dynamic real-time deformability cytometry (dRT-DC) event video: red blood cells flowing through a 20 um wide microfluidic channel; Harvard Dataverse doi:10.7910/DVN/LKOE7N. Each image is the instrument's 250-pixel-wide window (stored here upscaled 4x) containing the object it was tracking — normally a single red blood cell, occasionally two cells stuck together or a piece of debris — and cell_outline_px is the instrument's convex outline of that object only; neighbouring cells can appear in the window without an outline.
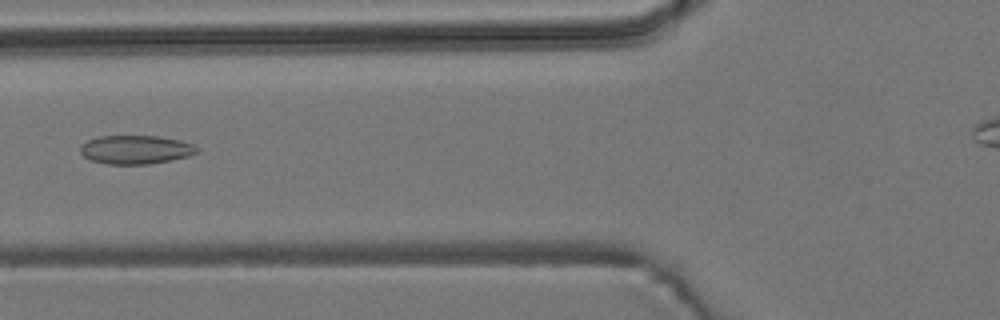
{"species": "common noctule bat (a hibernating species)", "species_latin": "Nyctalus noctula", "temperature_condition": "room temperature", "stored_images_in_passage": 6, "camera_frame_rate_fps": 3000, "um_per_image_px": 0.085, "animal": {"sex": "male", "body_mass_g": 19.2, "forearm_length_mm": 51.8}, "frame": {"image": 1, "passage_image": 6, "time_ms": 1.667, "image_size_px": [1000, 320], "cell_outline_px": [[200, 148], [196, 152], [188, 156], [148, 164], [108, 164], [92, 160], [84, 156], [80, 152], [80, 144], [88, 140], [100, 136], [160, 136], [180, 140], [192, 144]], "centroid_in_image_um": [11.52, 12.71], "position_along_channel_um": 114.3, "area_um2": 19.36}}